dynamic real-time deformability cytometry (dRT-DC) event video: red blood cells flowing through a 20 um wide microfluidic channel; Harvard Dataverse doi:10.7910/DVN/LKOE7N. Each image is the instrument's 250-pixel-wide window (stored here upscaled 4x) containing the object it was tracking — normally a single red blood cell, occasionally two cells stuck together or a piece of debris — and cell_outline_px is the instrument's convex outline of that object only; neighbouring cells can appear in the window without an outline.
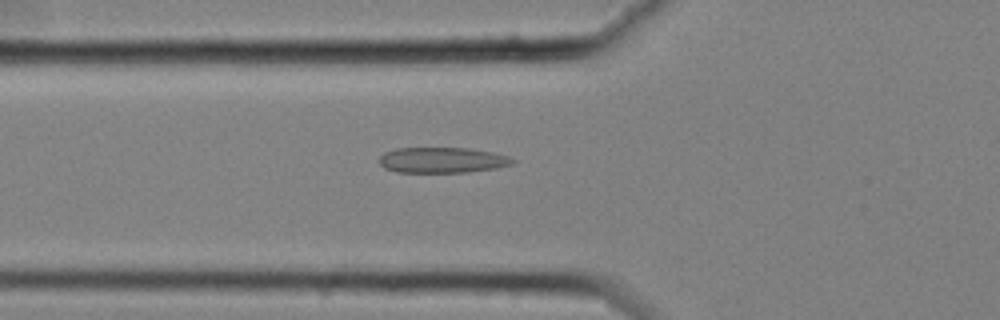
{"species": "common noctule bat (a hibernating species)", "species_latin": "Nyctalus noctula", "temperature_condition": "cold", "stored_images_in_passage": 45, "camera_frame_rate_fps": 3000, "um_per_image_px": 0.085, "animal": {"sex": "female", "body_mass_g": 25.1}, "frame": {"image": 1, "passage_image": 9, "time_ms": 2.667, "image_size_px": [1000, 320], "cell_outline_px": [[516, 160], [512, 164], [496, 168], [468, 172], [396, 172], [384, 168], [380, 164], [380, 156], [384, 152], [396, 148], [468, 148], [492, 152], [508, 156]], "centroid_in_image_um": [37.58, 13.61], "position_along_channel_um": 88.2, "area_um2": 19.88}}
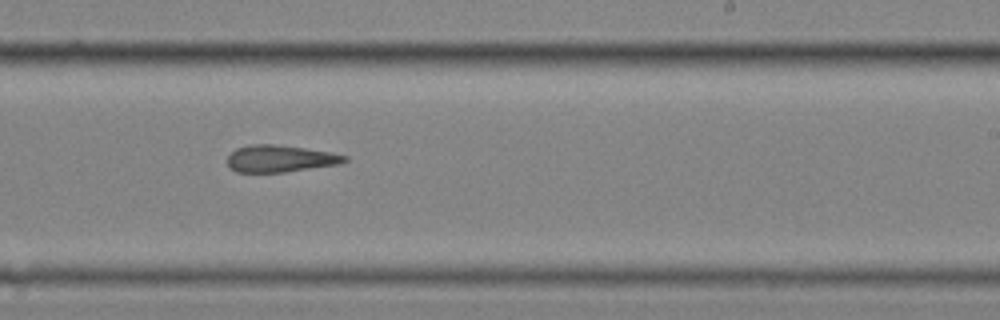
{"frame": {"image": 2, "passage_image": 24, "time_ms": 7.667, "image_size_px": [1000, 320], "cell_outline_px": [[348, 160], [340, 164], [284, 172], [236, 172], [228, 168], [228, 156], [236, 148], [252, 144], [272, 144], [304, 148], [332, 152], [348, 156]], "centroid_in_image_um": [23.81, 13.48], "position_along_channel_um": 265.2, "area_um2": 18.44}}
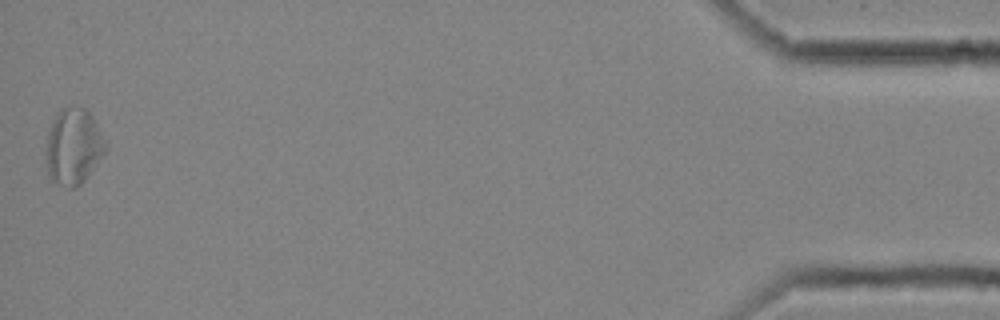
{"frame": {"image": 3, "passage_image": 45, "time_ms": 14.667, "image_size_px": [1000, 320], "cell_outline_px": [[108, 148], [84, 180], [80, 184], [72, 188], [68, 188], [56, 184], [52, 180], [48, 172], [48, 132], [52, 120], [60, 108], [84, 108], [92, 116], [108, 144]], "centroid_in_image_um": [6.27, 12.46], "position_along_channel_um": 428.9, "area_um2": 25.89}, "authors_computed_cell_mechanics": {"area_um2": 19.4208, "velocity_mm_per_s": 3.5336, "shape_relaxation_time_tau1_ms": null, "shape_relaxation_time_tau2_ms": 5.9343, "deformation_change_tau1": null, "deformation_change_tau2": 0.1648}}